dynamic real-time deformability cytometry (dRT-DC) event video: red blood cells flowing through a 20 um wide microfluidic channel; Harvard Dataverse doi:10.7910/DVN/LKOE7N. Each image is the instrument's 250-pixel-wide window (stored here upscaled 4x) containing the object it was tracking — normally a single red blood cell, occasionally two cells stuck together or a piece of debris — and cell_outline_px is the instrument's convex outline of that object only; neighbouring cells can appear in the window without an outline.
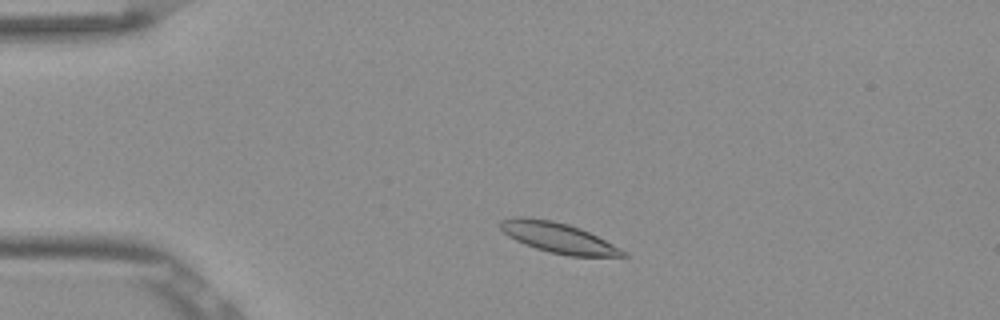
{"species": "Egyptian fruit bat (a non-hibernating species)", "species_latin": "Rousettus aegyptiacus", "temperature_condition": "room temperature", "stored_images_in_passage": 48, "camera_frame_rate_fps": 3000, "um_per_image_px": 0.085, "frame": {"image": 1, "passage_image": 6, "time_ms": 1.667, "image_size_px": [1000, 320], "cell_outline_px": [[628, 256], [568, 256], [548, 252], [524, 244], [508, 236], [496, 224], [500, 220], [516, 216], [524, 216], [552, 220], [568, 224], [580, 228], [620, 248]], "centroid_in_image_um": [47.36, 20.18], "position_along_channel_um": 37.6, "area_um2": 21.56}}
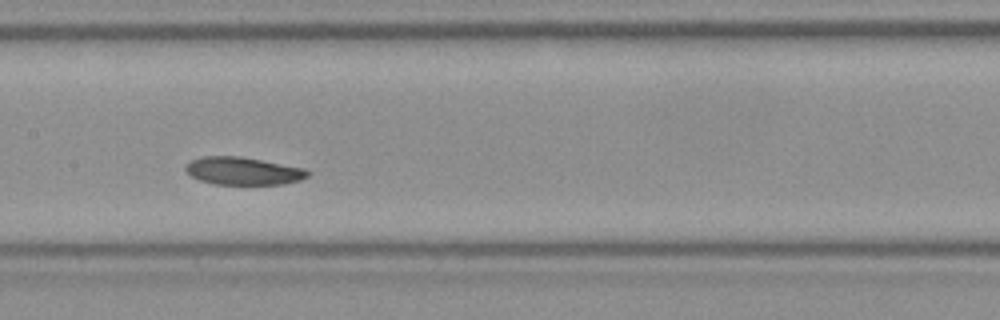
{"frame": {"image": 2, "passage_image": 21, "time_ms": 6.667, "image_size_px": [1000, 320], "cell_outline_px": [[308, 176], [300, 180], [284, 184], [212, 184], [200, 180], [192, 176], [184, 168], [192, 160], [204, 156], [240, 156], [304, 168], [308, 172]], "centroid_in_image_um": [20.66, 14.53], "position_along_channel_um": 186.7, "area_um2": 19.48}}
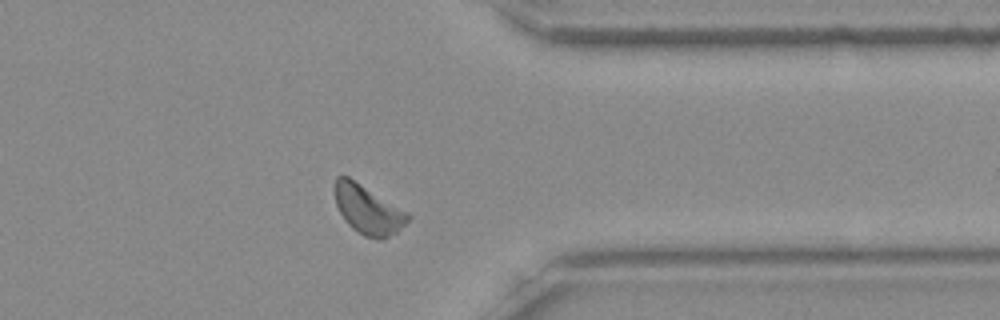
{"frame": {"image": 3, "passage_image": 37, "time_ms": 12.0, "image_size_px": [1000, 320], "cell_outline_px": [[412, 216], [396, 232], [384, 240], [376, 240], [364, 236], [352, 228], [344, 220], [336, 204], [332, 188], [336, 176], [348, 176], [408, 212]], "centroid_in_image_um": [31.24, 17.82], "position_along_channel_um": 380.2, "area_um2": 21.04}, "authors_computed_cell_mechanics": {"area_um2": 20.3745, "velocity_mm_per_s": 3.7693, "shape_relaxation_time_tau1_ms": 1.644, "shape_relaxation_time_tau2_ms": 3.6376, "deformation_change_tau1": 0.0893, "deformation_change_tau2": 0.0914}}